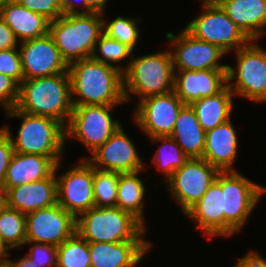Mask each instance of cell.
I'll use <instances>...</instances> for the list:
<instances>
[{"instance_id":"4316f807","label":"cell","mask_w":266,"mask_h":267,"mask_svg":"<svg viewBox=\"0 0 266 267\" xmlns=\"http://www.w3.org/2000/svg\"><path fill=\"white\" fill-rule=\"evenodd\" d=\"M233 95L230 88L226 86L220 93L203 97L191 104L205 132L231 119Z\"/></svg>"},{"instance_id":"b9f144b4","label":"cell","mask_w":266,"mask_h":267,"mask_svg":"<svg viewBox=\"0 0 266 267\" xmlns=\"http://www.w3.org/2000/svg\"><path fill=\"white\" fill-rule=\"evenodd\" d=\"M235 267H266V259L256 251H250L238 260Z\"/></svg>"},{"instance_id":"f6af8a7d","label":"cell","mask_w":266,"mask_h":267,"mask_svg":"<svg viewBox=\"0 0 266 267\" xmlns=\"http://www.w3.org/2000/svg\"><path fill=\"white\" fill-rule=\"evenodd\" d=\"M8 256H10L9 252L5 258L0 259V267H15L13 260L8 259Z\"/></svg>"},{"instance_id":"5bb4252c","label":"cell","mask_w":266,"mask_h":267,"mask_svg":"<svg viewBox=\"0 0 266 267\" xmlns=\"http://www.w3.org/2000/svg\"><path fill=\"white\" fill-rule=\"evenodd\" d=\"M133 121L149 137L170 136L181 108L185 105L172 90L166 94L141 99Z\"/></svg>"},{"instance_id":"83f0119b","label":"cell","mask_w":266,"mask_h":267,"mask_svg":"<svg viewBox=\"0 0 266 267\" xmlns=\"http://www.w3.org/2000/svg\"><path fill=\"white\" fill-rule=\"evenodd\" d=\"M139 173L141 171L119 173L116 206L133 215L144 225L143 199L146 187L141 178L138 177Z\"/></svg>"},{"instance_id":"ac0fdd59","label":"cell","mask_w":266,"mask_h":267,"mask_svg":"<svg viewBox=\"0 0 266 267\" xmlns=\"http://www.w3.org/2000/svg\"><path fill=\"white\" fill-rule=\"evenodd\" d=\"M227 86V69L184 70L174 74L173 91L185 104L220 93Z\"/></svg>"},{"instance_id":"f1b7e54d","label":"cell","mask_w":266,"mask_h":267,"mask_svg":"<svg viewBox=\"0 0 266 267\" xmlns=\"http://www.w3.org/2000/svg\"><path fill=\"white\" fill-rule=\"evenodd\" d=\"M26 215L6 207L0 212V242L5 249L12 250L25 245Z\"/></svg>"},{"instance_id":"74e56055","label":"cell","mask_w":266,"mask_h":267,"mask_svg":"<svg viewBox=\"0 0 266 267\" xmlns=\"http://www.w3.org/2000/svg\"><path fill=\"white\" fill-rule=\"evenodd\" d=\"M18 89L19 85L13 79L0 73V104L6 111L16 106Z\"/></svg>"},{"instance_id":"3957f363","label":"cell","mask_w":266,"mask_h":267,"mask_svg":"<svg viewBox=\"0 0 266 267\" xmlns=\"http://www.w3.org/2000/svg\"><path fill=\"white\" fill-rule=\"evenodd\" d=\"M5 112L8 118L22 119L15 139L8 126L2 127L8 134L15 152L46 156L56 164L60 162L66 139L65 127L60 122L45 116L27 114L15 107Z\"/></svg>"},{"instance_id":"d6986e66","label":"cell","mask_w":266,"mask_h":267,"mask_svg":"<svg viewBox=\"0 0 266 267\" xmlns=\"http://www.w3.org/2000/svg\"><path fill=\"white\" fill-rule=\"evenodd\" d=\"M149 241L89 242L91 267H136L152 248Z\"/></svg>"},{"instance_id":"277c9868","label":"cell","mask_w":266,"mask_h":267,"mask_svg":"<svg viewBox=\"0 0 266 267\" xmlns=\"http://www.w3.org/2000/svg\"><path fill=\"white\" fill-rule=\"evenodd\" d=\"M102 33L100 13L61 15L49 24V34L67 66L90 58Z\"/></svg>"},{"instance_id":"9a60e30c","label":"cell","mask_w":266,"mask_h":267,"mask_svg":"<svg viewBox=\"0 0 266 267\" xmlns=\"http://www.w3.org/2000/svg\"><path fill=\"white\" fill-rule=\"evenodd\" d=\"M76 233V218L58 203L26 215V240L61 245Z\"/></svg>"},{"instance_id":"ee69618b","label":"cell","mask_w":266,"mask_h":267,"mask_svg":"<svg viewBox=\"0 0 266 267\" xmlns=\"http://www.w3.org/2000/svg\"><path fill=\"white\" fill-rule=\"evenodd\" d=\"M13 263L15 267H39L38 265L35 264V262L30 260L28 256H26V254L22 256L21 258H19L18 261L13 260Z\"/></svg>"},{"instance_id":"bcb514c9","label":"cell","mask_w":266,"mask_h":267,"mask_svg":"<svg viewBox=\"0 0 266 267\" xmlns=\"http://www.w3.org/2000/svg\"><path fill=\"white\" fill-rule=\"evenodd\" d=\"M8 255V251L0 242V259L5 258Z\"/></svg>"},{"instance_id":"52a82bcc","label":"cell","mask_w":266,"mask_h":267,"mask_svg":"<svg viewBox=\"0 0 266 267\" xmlns=\"http://www.w3.org/2000/svg\"><path fill=\"white\" fill-rule=\"evenodd\" d=\"M215 180L223 192L224 237H229L243 228L266 188L236 170L220 171Z\"/></svg>"},{"instance_id":"60d3db41","label":"cell","mask_w":266,"mask_h":267,"mask_svg":"<svg viewBox=\"0 0 266 267\" xmlns=\"http://www.w3.org/2000/svg\"><path fill=\"white\" fill-rule=\"evenodd\" d=\"M81 4L82 11L77 10L76 5ZM61 10L63 15H71V14H88L92 13V11L87 7L85 0H59Z\"/></svg>"},{"instance_id":"8fae6325","label":"cell","mask_w":266,"mask_h":267,"mask_svg":"<svg viewBox=\"0 0 266 267\" xmlns=\"http://www.w3.org/2000/svg\"><path fill=\"white\" fill-rule=\"evenodd\" d=\"M219 172L203 158H189L167 180L171 196L184 214L201 199Z\"/></svg>"},{"instance_id":"f546056e","label":"cell","mask_w":266,"mask_h":267,"mask_svg":"<svg viewBox=\"0 0 266 267\" xmlns=\"http://www.w3.org/2000/svg\"><path fill=\"white\" fill-rule=\"evenodd\" d=\"M149 139H151L153 143L157 141L164 143L156 150L152 161L160 171L162 170L167 181L189 158L170 136H156Z\"/></svg>"},{"instance_id":"484cf974","label":"cell","mask_w":266,"mask_h":267,"mask_svg":"<svg viewBox=\"0 0 266 267\" xmlns=\"http://www.w3.org/2000/svg\"><path fill=\"white\" fill-rule=\"evenodd\" d=\"M170 137L182 148L188 158H202L205 131L198 122L191 105H184L179 111Z\"/></svg>"},{"instance_id":"5b68a950","label":"cell","mask_w":266,"mask_h":267,"mask_svg":"<svg viewBox=\"0 0 266 267\" xmlns=\"http://www.w3.org/2000/svg\"><path fill=\"white\" fill-rule=\"evenodd\" d=\"M133 58L123 67V93L125 102L131 94L139 100L166 94L173 90L174 68L170 49Z\"/></svg>"},{"instance_id":"cb8c5ba5","label":"cell","mask_w":266,"mask_h":267,"mask_svg":"<svg viewBox=\"0 0 266 267\" xmlns=\"http://www.w3.org/2000/svg\"><path fill=\"white\" fill-rule=\"evenodd\" d=\"M55 167L56 163L50 157L14 152L3 188L7 191L12 187L48 178Z\"/></svg>"},{"instance_id":"ffe728a7","label":"cell","mask_w":266,"mask_h":267,"mask_svg":"<svg viewBox=\"0 0 266 267\" xmlns=\"http://www.w3.org/2000/svg\"><path fill=\"white\" fill-rule=\"evenodd\" d=\"M56 203L57 181L55 171L48 178L7 190V206L25 215Z\"/></svg>"},{"instance_id":"4dcf8cb0","label":"cell","mask_w":266,"mask_h":267,"mask_svg":"<svg viewBox=\"0 0 266 267\" xmlns=\"http://www.w3.org/2000/svg\"><path fill=\"white\" fill-rule=\"evenodd\" d=\"M89 242L77 232L57 246L56 267H91Z\"/></svg>"},{"instance_id":"30bf717a","label":"cell","mask_w":266,"mask_h":267,"mask_svg":"<svg viewBox=\"0 0 266 267\" xmlns=\"http://www.w3.org/2000/svg\"><path fill=\"white\" fill-rule=\"evenodd\" d=\"M114 107L116 106H73L65 127V138L67 136L76 138L93 153L122 126L119 121L112 119L110 115Z\"/></svg>"},{"instance_id":"e0dca14e","label":"cell","mask_w":266,"mask_h":267,"mask_svg":"<svg viewBox=\"0 0 266 267\" xmlns=\"http://www.w3.org/2000/svg\"><path fill=\"white\" fill-rule=\"evenodd\" d=\"M24 79L69 73L51 35L20 42Z\"/></svg>"},{"instance_id":"ab89813d","label":"cell","mask_w":266,"mask_h":267,"mask_svg":"<svg viewBox=\"0 0 266 267\" xmlns=\"http://www.w3.org/2000/svg\"><path fill=\"white\" fill-rule=\"evenodd\" d=\"M17 43L19 44L20 42L13 31L0 18V50L17 48Z\"/></svg>"},{"instance_id":"7dc6e473","label":"cell","mask_w":266,"mask_h":267,"mask_svg":"<svg viewBox=\"0 0 266 267\" xmlns=\"http://www.w3.org/2000/svg\"><path fill=\"white\" fill-rule=\"evenodd\" d=\"M9 0H0V12L2 10V8L7 4Z\"/></svg>"},{"instance_id":"8d00e7d4","label":"cell","mask_w":266,"mask_h":267,"mask_svg":"<svg viewBox=\"0 0 266 267\" xmlns=\"http://www.w3.org/2000/svg\"><path fill=\"white\" fill-rule=\"evenodd\" d=\"M30 11L45 16L50 21L57 19L63 12L59 0H17Z\"/></svg>"},{"instance_id":"8992f818","label":"cell","mask_w":266,"mask_h":267,"mask_svg":"<svg viewBox=\"0 0 266 267\" xmlns=\"http://www.w3.org/2000/svg\"><path fill=\"white\" fill-rule=\"evenodd\" d=\"M76 232L88 242L146 241V226L115 207H92L76 219Z\"/></svg>"},{"instance_id":"44dd1931","label":"cell","mask_w":266,"mask_h":267,"mask_svg":"<svg viewBox=\"0 0 266 267\" xmlns=\"http://www.w3.org/2000/svg\"><path fill=\"white\" fill-rule=\"evenodd\" d=\"M231 119L205 132L202 158L219 171H235L233 163L238 152V139Z\"/></svg>"},{"instance_id":"603a6c76","label":"cell","mask_w":266,"mask_h":267,"mask_svg":"<svg viewBox=\"0 0 266 267\" xmlns=\"http://www.w3.org/2000/svg\"><path fill=\"white\" fill-rule=\"evenodd\" d=\"M228 17L251 39L266 34V0H215Z\"/></svg>"},{"instance_id":"1f68e13d","label":"cell","mask_w":266,"mask_h":267,"mask_svg":"<svg viewBox=\"0 0 266 267\" xmlns=\"http://www.w3.org/2000/svg\"><path fill=\"white\" fill-rule=\"evenodd\" d=\"M119 173L93 167V195L95 207H115Z\"/></svg>"},{"instance_id":"7bdbcfd3","label":"cell","mask_w":266,"mask_h":267,"mask_svg":"<svg viewBox=\"0 0 266 267\" xmlns=\"http://www.w3.org/2000/svg\"><path fill=\"white\" fill-rule=\"evenodd\" d=\"M87 7L94 13L105 14L108 0H85Z\"/></svg>"},{"instance_id":"d4e9b609","label":"cell","mask_w":266,"mask_h":267,"mask_svg":"<svg viewBox=\"0 0 266 267\" xmlns=\"http://www.w3.org/2000/svg\"><path fill=\"white\" fill-rule=\"evenodd\" d=\"M0 18L13 31L19 42L42 37L49 33L50 20L30 11L17 0H9L0 12ZM19 37V38H18Z\"/></svg>"},{"instance_id":"d590c367","label":"cell","mask_w":266,"mask_h":267,"mask_svg":"<svg viewBox=\"0 0 266 267\" xmlns=\"http://www.w3.org/2000/svg\"><path fill=\"white\" fill-rule=\"evenodd\" d=\"M26 244H33L30 246L29 253L26 256L36 265L39 267H56V246L36 242H25Z\"/></svg>"},{"instance_id":"6da1fadb","label":"cell","mask_w":266,"mask_h":267,"mask_svg":"<svg viewBox=\"0 0 266 267\" xmlns=\"http://www.w3.org/2000/svg\"><path fill=\"white\" fill-rule=\"evenodd\" d=\"M68 72L73 106L125 103L122 65L111 66L90 57L70 64Z\"/></svg>"},{"instance_id":"7c38bea8","label":"cell","mask_w":266,"mask_h":267,"mask_svg":"<svg viewBox=\"0 0 266 267\" xmlns=\"http://www.w3.org/2000/svg\"><path fill=\"white\" fill-rule=\"evenodd\" d=\"M174 72L184 70L227 69L228 65L220 64L227 53L220 47L195 38L185 28L175 36L172 32L166 33Z\"/></svg>"},{"instance_id":"836d02e7","label":"cell","mask_w":266,"mask_h":267,"mask_svg":"<svg viewBox=\"0 0 266 267\" xmlns=\"http://www.w3.org/2000/svg\"><path fill=\"white\" fill-rule=\"evenodd\" d=\"M97 49L100 54H98ZM131 54H133V50L127 45L115 39L109 38L102 33L95 45V49L91 57L96 61L116 66L114 64L112 65V63H120L130 57Z\"/></svg>"},{"instance_id":"d6a6232c","label":"cell","mask_w":266,"mask_h":267,"mask_svg":"<svg viewBox=\"0 0 266 267\" xmlns=\"http://www.w3.org/2000/svg\"><path fill=\"white\" fill-rule=\"evenodd\" d=\"M103 16V33L109 38L115 39L134 51L140 35L138 23L134 18L118 16L111 22H106Z\"/></svg>"},{"instance_id":"7a4b0ae2","label":"cell","mask_w":266,"mask_h":267,"mask_svg":"<svg viewBox=\"0 0 266 267\" xmlns=\"http://www.w3.org/2000/svg\"><path fill=\"white\" fill-rule=\"evenodd\" d=\"M15 108L55 119L66 127L73 110L69 73L24 79L19 84Z\"/></svg>"},{"instance_id":"7402d4cb","label":"cell","mask_w":266,"mask_h":267,"mask_svg":"<svg viewBox=\"0 0 266 267\" xmlns=\"http://www.w3.org/2000/svg\"><path fill=\"white\" fill-rule=\"evenodd\" d=\"M224 202L221 185L215 180L201 199L185 215L207 236L224 237Z\"/></svg>"},{"instance_id":"4fadbf2b","label":"cell","mask_w":266,"mask_h":267,"mask_svg":"<svg viewBox=\"0 0 266 267\" xmlns=\"http://www.w3.org/2000/svg\"><path fill=\"white\" fill-rule=\"evenodd\" d=\"M61 161L56 164L57 203L76 219L95 207L93 195V166L82 158L75 167L57 176Z\"/></svg>"},{"instance_id":"e575fe53","label":"cell","mask_w":266,"mask_h":267,"mask_svg":"<svg viewBox=\"0 0 266 267\" xmlns=\"http://www.w3.org/2000/svg\"><path fill=\"white\" fill-rule=\"evenodd\" d=\"M0 73L18 85L24 80L20 51L17 48L0 50Z\"/></svg>"},{"instance_id":"2e32d148","label":"cell","mask_w":266,"mask_h":267,"mask_svg":"<svg viewBox=\"0 0 266 267\" xmlns=\"http://www.w3.org/2000/svg\"><path fill=\"white\" fill-rule=\"evenodd\" d=\"M91 155V158H86V160L99 170L129 173L142 171L145 167L134 143L122 126Z\"/></svg>"},{"instance_id":"9c48e42d","label":"cell","mask_w":266,"mask_h":267,"mask_svg":"<svg viewBox=\"0 0 266 267\" xmlns=\"http://www.w3.org/2000/svg\"><path fill=\"white\" fill-rule=\"evenodd\" d=\"M202 4L203 12L184 27L195 38L214 44L226 53L251 41L215 0H202Z\"/></svg>"},{"instance_id":"f35d334b","label":"cell","mask_w":266,"mask_h":267,"mask_svg":"<svg viewBox=\"0 0 266 267\" xmlns=\"http://www.w3.org/2000/svg\"><path fill=\"white\" fill-rule=\"evenodd\" d=\"M14 152L8 134L0 128V187L4 186L6 171Z\"/></svg>"},{"instance_id":"ba28073f","label":"cell","mask_w":266,"mask_h":267,"mask_svg":"<svg viewBox=\"0 0 266 267\" xmlns=\"http://www.w3.org/2000/svg\"><path fill=\"white\" fill-rule=\"evenodd\" d=\"M236 54V69L227 67V86L234 95L266 102V50L251 40L237 49Z\"/></svg>"}]
</instances>
